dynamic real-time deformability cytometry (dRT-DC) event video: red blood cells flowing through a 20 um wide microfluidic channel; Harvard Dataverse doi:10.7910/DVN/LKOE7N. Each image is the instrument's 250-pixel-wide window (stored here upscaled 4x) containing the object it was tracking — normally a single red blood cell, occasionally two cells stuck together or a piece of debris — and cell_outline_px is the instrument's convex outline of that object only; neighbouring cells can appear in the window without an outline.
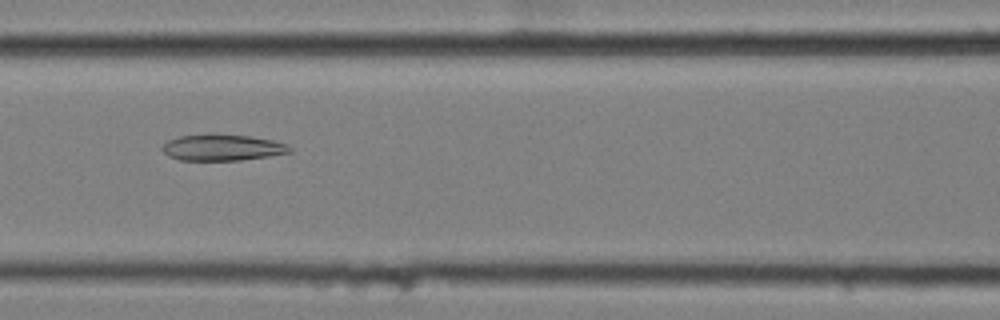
{"species": "common noctule bat (a hibernating species)", "species_latin": "Nyctalus noctula", "temperature_condition": "cold", "stored_images_in_passage": 16, "camera_frame_rate_fps": 3000, "um_per_image_px": 0.085, "animal": {"sex": "female", "body_mass_g": 25.1}, "frame": {"image": 1, "passage_image": 7, "time_ms": 2.0, "image_size_px": [1000, 320], "cell_outline_px": [[292, 152], [268, 156], [240, 160], [180, 160], [168, 156], [160, 148], [168, 140], [180, 136], [208, 132], [216, 132], [248, 136], [272, 140], [288, 144], [292, 148]], "centroid_in_image_um": [18.88, 12.51], "position_along_channel_um": 147.7, "area_um2": 19.94}}
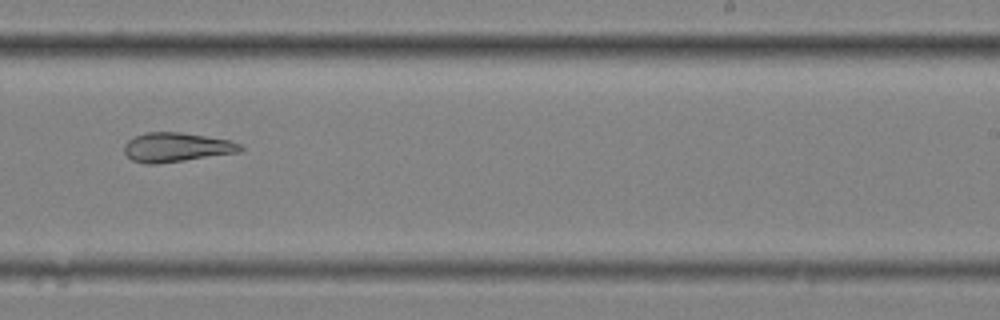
{"frame": {"image": 2, "passage_image": 10, "time_ms": 3.0, "image_size_px": [1000, 320], "cell_outline_px": [[244, 148], [240, 152], [156, 164], [144, 164], [132, 160], [124, 152], [124, 144], [128, 140], [144, 132], [180, 132], [228, 140], [240, 144]], "centroid_in_image_um": [14.96, 12.52], "position_along_channel_um": 274.0, "area_um2": 19.65}}